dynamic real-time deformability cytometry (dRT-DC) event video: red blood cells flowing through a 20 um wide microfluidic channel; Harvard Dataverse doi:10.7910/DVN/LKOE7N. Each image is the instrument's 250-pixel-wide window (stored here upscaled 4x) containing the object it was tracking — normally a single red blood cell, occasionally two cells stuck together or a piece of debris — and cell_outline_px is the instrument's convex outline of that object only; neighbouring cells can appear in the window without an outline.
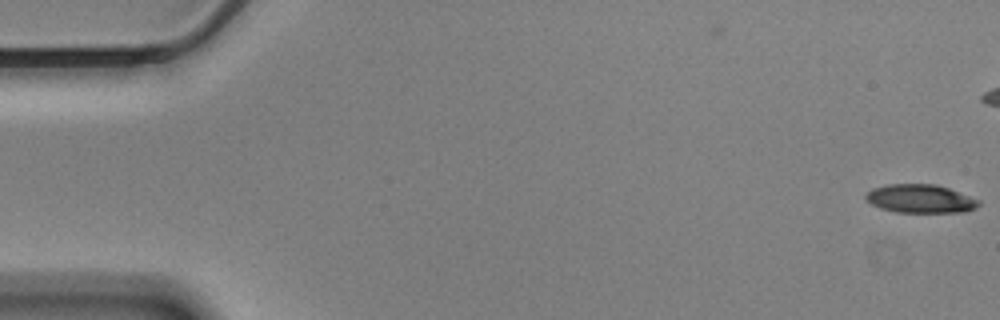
{"species": "Egyptian fruit bat (a non-hibernating species)", "species_latin": "Rousettus aegyptiacus", "temperature_condition": "cold", "stored_images_in_passage": 2, "camera_frame_rate_fps": 3000, "um_per_image_px": 0.085, "animal": {"sex": "male"}, "frame": {"image": 1, "passage_image": 2, "time_ms": 0.333, "image_size_px": [1000, 320], "cell_outline_px": [[980, 204], [976, 208], [964, 212], [896, 212], [880, 208], [872, 204], [864, 196], [872, 188], [888, 184], [936, 184], [948, 188], [980, 200]], "centroid_in_image_um": [78.24, 16.89], "position_along_channel_um": 6.8, "area_um2": 18.67}}